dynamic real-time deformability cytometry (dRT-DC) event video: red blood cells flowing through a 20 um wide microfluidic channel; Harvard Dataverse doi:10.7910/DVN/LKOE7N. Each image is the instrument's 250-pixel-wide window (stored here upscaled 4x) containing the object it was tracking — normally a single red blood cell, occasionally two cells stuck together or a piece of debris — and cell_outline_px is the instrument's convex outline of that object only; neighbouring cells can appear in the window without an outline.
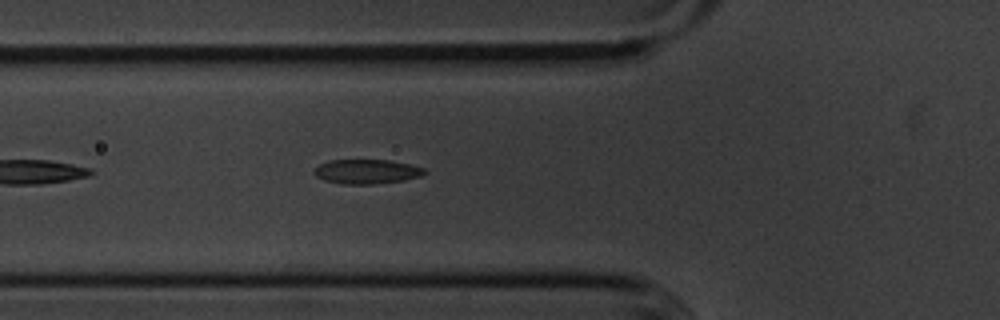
{"species": "common noctule bat (a hibernating species)", "species_latin": "Nyctalus noctula", "temperature_condition": "cold", "stored_images_in_passage": 14, "camera_frame_rate_fps": 3000, "um_per_image_px": 0.085, "animal": {"sex": "male", "body_mass_g": 20.1, "forearm_length_mm": 53.5}, "frame": {"image": 1, "passage_image": 7, "time_ms": 2.0, "image_size_px": [1000, 320], "cell_outline_px": [[428, 172], [424, 176], [404, 180], [372, 184], [344, 184], [324, 180], [316, 176], [312, 172], [320, 164], [328, 160], [388, 160], [408, 164], [424, 168]], "centroid_in_image_um": [31.19, 14.58], "position_along_channel_um": 94.6, "area_um2": 15.72}}